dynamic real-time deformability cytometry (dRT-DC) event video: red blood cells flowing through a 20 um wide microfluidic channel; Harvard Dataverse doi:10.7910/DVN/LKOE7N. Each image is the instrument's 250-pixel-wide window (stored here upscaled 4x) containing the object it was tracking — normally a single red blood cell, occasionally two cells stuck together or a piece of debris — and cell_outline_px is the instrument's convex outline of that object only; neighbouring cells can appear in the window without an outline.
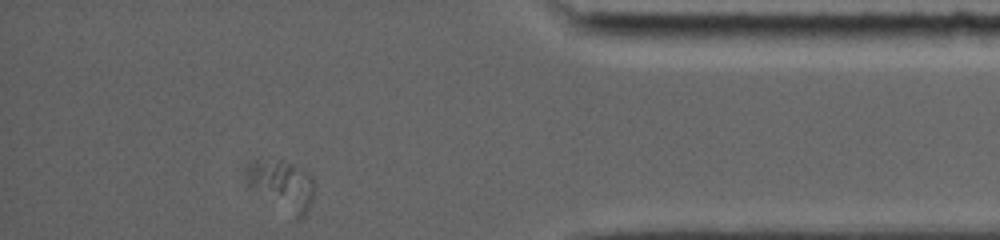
{"species": "common noctule bat (a hibernating species)", "species_latin": "Nyctalus noctula", "temperature_condition": "room temperature", "stored_images_in_passage": 28, "segment_of_instrument_passage": [2, 2], "camera_frame_rate_fps": 5000, "um_per_image_px": 0.085, "animal": {"sex": "female", "body_mass_g": 19.0, "forearm_length_mm": 56.7}, "frame": {"image": 1, "passage_image": 28, "time_ms": 11.0, "image_size_px": [1000, 240], "cell_outline_px": [[316, 188], [308, 208], [304, 216], [300, 220], [292, 220], [248, 184], [244, 176], [244, 172], [248, 164], [256, 160], [284, 160], [308, 172], [312, 176]], "centroid_in_image_um": [23.99, 15.78], "position_along_channel_um": 411.2, "area_um2": 20.35}}